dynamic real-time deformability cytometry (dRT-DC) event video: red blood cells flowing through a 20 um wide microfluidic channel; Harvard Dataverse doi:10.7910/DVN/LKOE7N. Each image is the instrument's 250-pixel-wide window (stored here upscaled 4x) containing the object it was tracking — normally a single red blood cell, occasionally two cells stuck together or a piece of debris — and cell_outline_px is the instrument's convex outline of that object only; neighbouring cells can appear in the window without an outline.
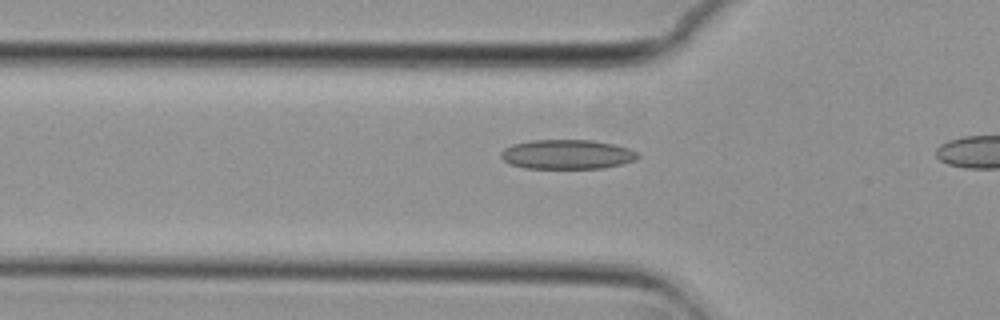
{"species": "common noctule bat (a hibernating species)", "species_latin": "Nyctalus noctula", "temperature_condition": "cold", "stored_images_in_passage": 8, "camera_frame_rate_fps": 3000, "um_per_image_px": 0.085, "animal": {"sex": "female", "body_mass_g": 29.2, "forearm_length_mm": 56.3}, "frame": {"image": 1, "passage_image": 6, "time_ms": 1.667, "image_size_px": [1000, 320], "cell_outline_px": [[640, 156], [636, 160], [604, 168], [524, 168], [512, 164], [504, 160], [500, 156], [500, 152], [504, 148], [512, 144], [532, 140], [592, 140], [612, 144], [628, 148], [636, 152]], "centroid_in_image_um": [48.18, 13.12], "position_along_channel_um": 77.6, "area_um2": 23.41}}